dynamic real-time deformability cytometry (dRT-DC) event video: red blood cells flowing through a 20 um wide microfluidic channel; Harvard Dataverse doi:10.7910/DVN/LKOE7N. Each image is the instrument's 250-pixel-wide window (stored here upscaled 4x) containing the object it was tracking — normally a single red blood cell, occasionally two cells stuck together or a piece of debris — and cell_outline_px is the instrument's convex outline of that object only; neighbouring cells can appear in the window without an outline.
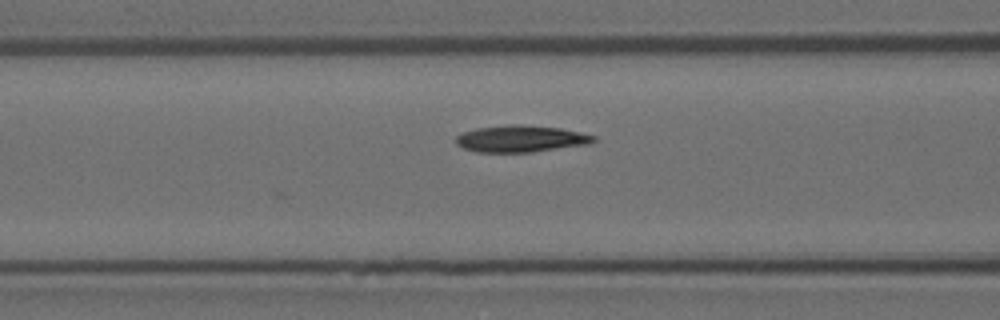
{"species": "Egyptian fruit bat (a non-hibernating species)", "species_latin": "Rousettus aegyptiacus", "temperature_condition": "room temperature", "stored_images_in_passage": 3, "camera_frame_rate_fps": 3000, "um_per_image_px": 0.085, "animal": {"sex": "female"}, "frame": {"image": 1, "passage_image": 3, "time_ms": 0.667, "image_size_px": [1000, 320], "cell_outline_px": [[596, 140], [588, 144], [532, 152], [476, 152], [464, 148], [456, 144], [456, 136], [464, 132], [476, 128], [512, 124], [520, 124], [560, 128], [580, 132], [596, 136]], "centroid_in_image_um": [44.27, 11.79], "position_along_channel_um": 122.3, "area_um2": 21.39}}